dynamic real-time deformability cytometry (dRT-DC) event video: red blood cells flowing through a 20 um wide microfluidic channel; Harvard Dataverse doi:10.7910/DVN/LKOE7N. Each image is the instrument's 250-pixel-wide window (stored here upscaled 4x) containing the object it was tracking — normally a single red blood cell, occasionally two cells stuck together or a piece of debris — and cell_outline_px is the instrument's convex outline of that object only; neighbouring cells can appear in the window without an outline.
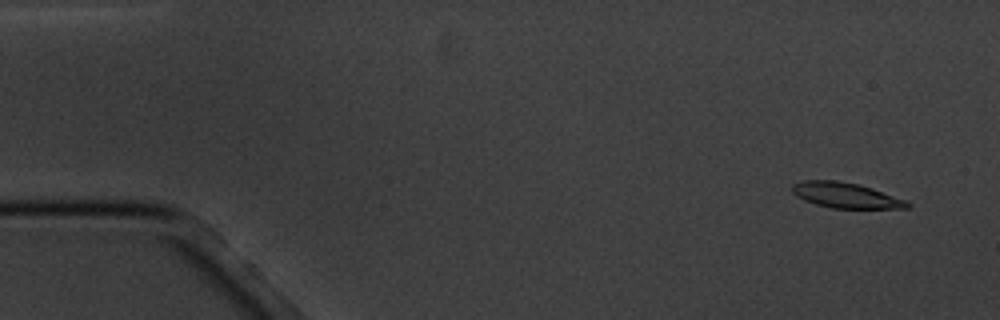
{"species": "common noctule bat (a hibernating species)", "species_latin": "Nyctalus noctula", "temperature_condition": "cold", "stored_images_in_passage": 5, "camera_frame_rate_fps": 3000, "um_per_image_px": 0.085, "animal": {"sex": "male", "body_mass_g": 20.1, "forearm_length_mm": 53.5}, "frame": {"image": 1, "passage_image": 1, "time_ms": 0.0, "image_size_px": [1000, 320], "cell_outline_px": [[912, 204], [908, 208], [832, 208], [816, 204], [804, 200], [796, 196], [792, 192], [792, 184], [804, 180], [836, 180], [860, 184], [908, 200]], "centroid_in_image_um": [71.91, 16.59], "position_along_channel_um": 13.1, "area_um2": 17.17}}
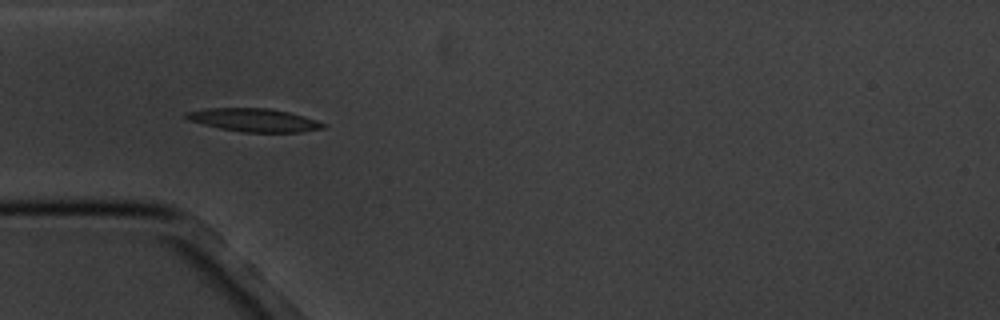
{"frame": {"image": 2, "passage_image": 5, "time_ms": 4.667, "image_size_px": [1000, 320], "cell_outline_px": [[328, 124], [324, 128], [300, 132], [244, 132], [220, 128], [188, 120], [184, 116], [184, 112], [208, 108], [268, 108], [288, 112], [304, 116]], "centroid_in_image_um": [21.6, 10.2], "position_along_channel_um": 63.4, "area_um2": 18.44}}